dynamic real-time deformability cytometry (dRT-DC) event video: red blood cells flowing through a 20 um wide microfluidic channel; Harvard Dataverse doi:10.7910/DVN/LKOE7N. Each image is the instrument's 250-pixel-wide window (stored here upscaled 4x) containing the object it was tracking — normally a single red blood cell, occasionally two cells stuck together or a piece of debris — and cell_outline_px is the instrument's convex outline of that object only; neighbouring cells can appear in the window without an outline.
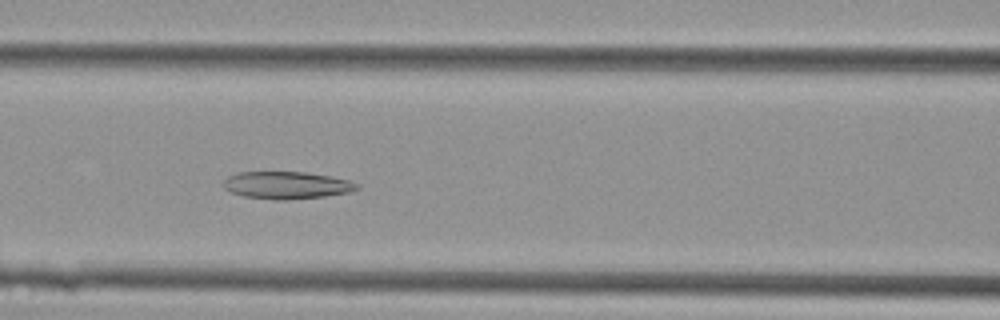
{"species": "Egyptian fruit bat (a non-hibernating species)", "species_latin": "Rousettus aegyptiacus", "temperature_condition": "cold", "stored_images_in_passage": 31, "camera_frame_rate_fps": 3000, "um_per_image_px": 0.085, "animal": {"sex": "female"}, "frame": {"image": 1, "passage_image": 6, "time_ms": 1.667, "image_size_px": [1000, 320], "cell_outline_px": [[360, 188], [352, 192], [324, 196], [288, 200], [276, 200], [244, 196], [232, 192], [224, 188], [224, 180], [228, 176], [236, 172], [304, 172], [328, 176], [348, 180], [360, 184]], "centroid_in_image_um": [24.39, 15.74], "position_along_channel_um": 142.2, "area_um2": 21.27}}
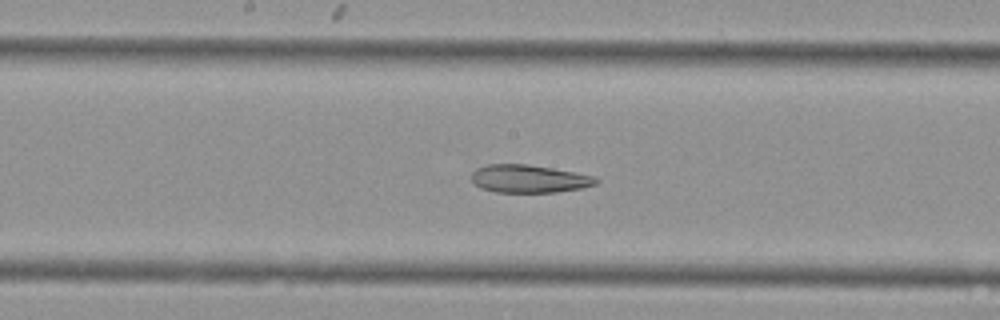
{"frame": {"image": 2, "passage_image": 10, "time_ms": 3.0, "image_size_px": [1000, 320], "cell_outline_px": [[600, 180], [596, 184], [580, 188], [556, 192], [496, 192], [480, 188], [472, 180], [472, 172], [476, 168], [488, 164], [528, 164], [552, 168], [592, 176]], "centroid_in_image_um": [44.93, 15.19], "position_along_channel_um": 203.3, "area_um2": 20.06}}
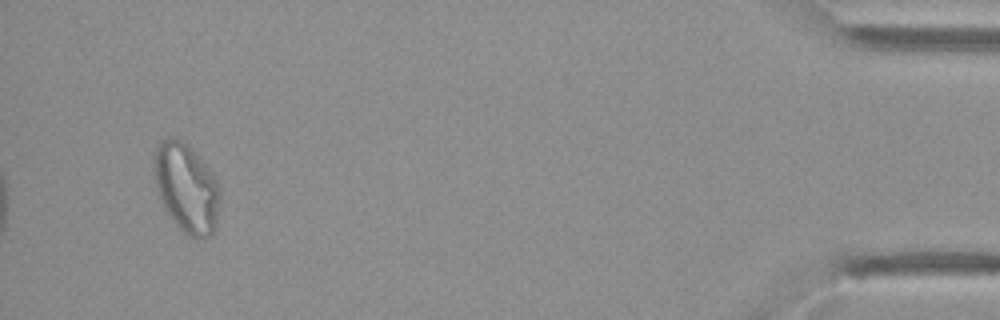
{"frame": {"image": 3, "passage_image": 29, "time_ms": 9.333, "image_size_px": [1000, 320], "cell_outline_px": [[220, 200], [216, 228], [208, 236], [200, 240], [192, 240], [176, 224], [164, 208], [160, 200], [156, 188], [152, 172], [152, 168], [156, 148], [160, 140], [180, 140], [188, 144], [212, 172], [220, 184]], "centroid_in_image_um": [15.86, 16.02], "position_along_channel_um": 419.3, "area_um2": 34.62}}